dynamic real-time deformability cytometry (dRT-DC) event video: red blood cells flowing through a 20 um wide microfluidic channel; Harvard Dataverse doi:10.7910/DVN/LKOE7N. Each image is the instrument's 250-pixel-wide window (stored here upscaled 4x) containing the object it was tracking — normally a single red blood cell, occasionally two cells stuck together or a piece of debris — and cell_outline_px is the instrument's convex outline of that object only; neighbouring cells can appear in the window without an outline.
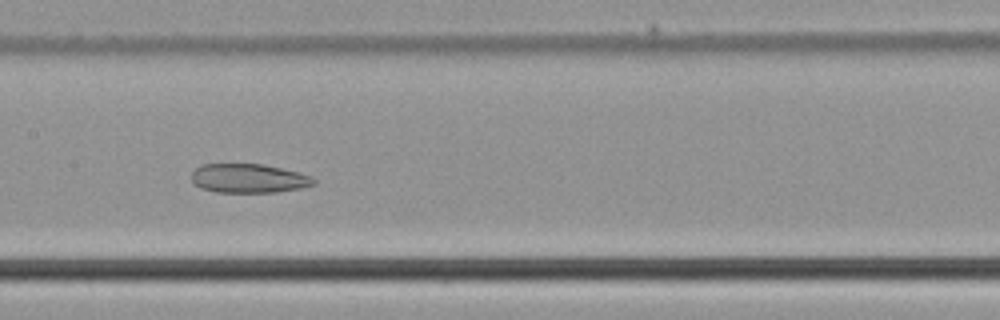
{"species": "common noctule bat (a hibernating species)", "species_latin": "Nyctalus noctula", "temperature_condition": "cold", "stored_images_in_passage": 50, "camera_frame_rate_fps": 3000, "um_per_image_px": 0.085, "animal": {"sex": "male", "body_mass_g": 21.5, "forearm_length_mm": 52.0}, "frame": {"image": 1, "passage_image": 25, "time_ms": 8.0, "image_size_px": [1000, 320], "cell_outline_px": [[316, 184], [300, 188], [276, 192], [216, 192], [200, 188], [192, 180], [192, 172], [196, 168], [204, 164], [260, 164], [280, 168], [312, 176], [316, 180]], "centroid_in_image_um": [21.14, 15.16], "position_along_channel_um": 186.3, "area_um2": 20.52}}
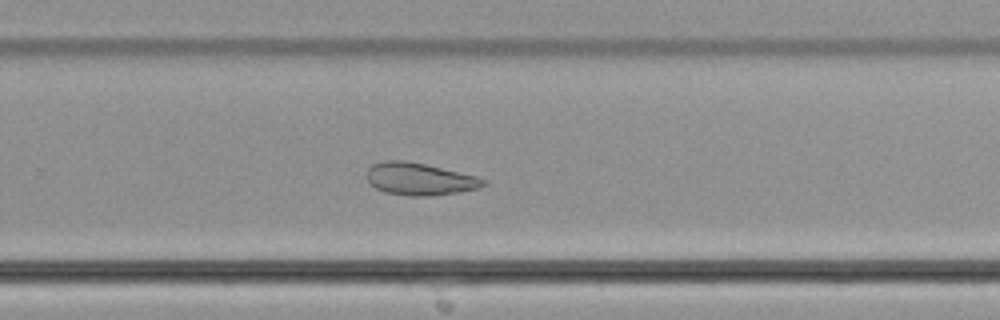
{"frame": {"image": 2, "passage_image": 33, "time_ms": 10.667, "image_size_px": [1000, 320], "cell_outline_px": [[488, 184], [480, 188], [432, 196], [408, 196], [384, 192], [376, 188], [364, 176], [368, 168], [372, 164], [388, 160], [400, 160], [424, 164], [476, 176], [484, 180]], "centroid_in_image_um": [35.63, 15.22], "position_along_channel_um": 294.2, "area_um2": 21.85}}
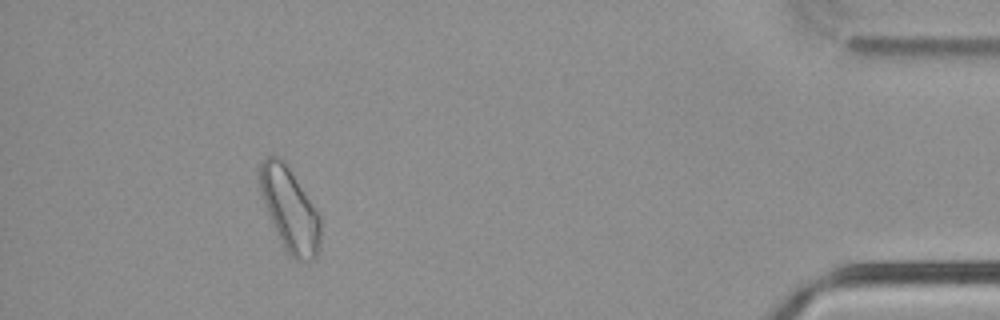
{"frame": {"image": 3, "passage_image": 46, "time_ms": 15.0, "image_size_px": [1000, 320], "cell_outline_px": [[320, 248], [316, 256], [312, 260], [296, 260], [288, 256], [276, 232], [264, 204], [260, 192], [260, 164], [268, 156], [280, 156], [320, 216]], "centroid_in_image_um": [24.63, 17.86], "position_along_channel_um": 410.6, "area_um2": 28.96}}